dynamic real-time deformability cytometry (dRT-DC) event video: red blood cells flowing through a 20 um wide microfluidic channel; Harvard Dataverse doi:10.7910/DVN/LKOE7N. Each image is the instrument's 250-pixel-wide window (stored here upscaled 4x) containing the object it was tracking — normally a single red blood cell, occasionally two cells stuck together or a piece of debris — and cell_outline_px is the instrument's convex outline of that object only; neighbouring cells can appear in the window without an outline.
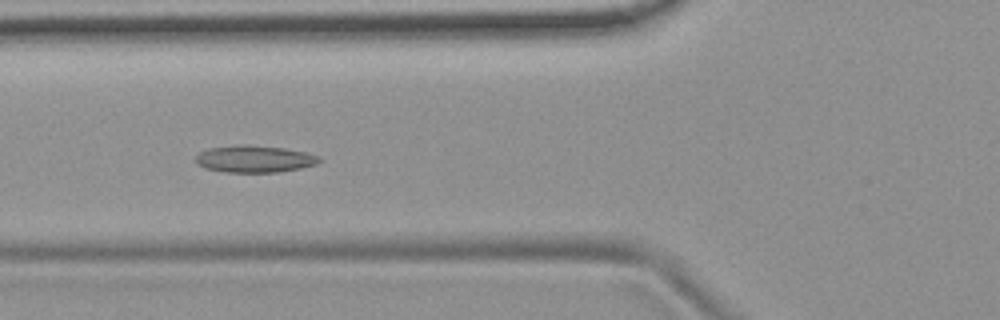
{"species": "common noctule bat (a hibernating species)", "species_latin": "Nyctalus noctula", "temperature_condition": "room temperature", "stored_images_in_passage": 48, "camera_frame_rate_fps": 3000, "um_per_image_px": 0.085, "animal": {"sex": "female", "body_mass_g": 19.9}, "frame": {"image": 1, "passage_image": 14, "time_ms": 4.333, "image_size_px": [1000, 320], "cell_outline_px": [[320, 160], [316, 164], [300, 168], [280, 172], [224, 172], [204, 168], [196, 164], [196, 156], [200, 152], [208, 148], [236, 144], [248, 144], [284, 148], [304, 152], [320, 156]], "centroid_in_image_um": [21.59, 13.5], "position_along_channel_um": 104.2, "area_um2": 19.59}}
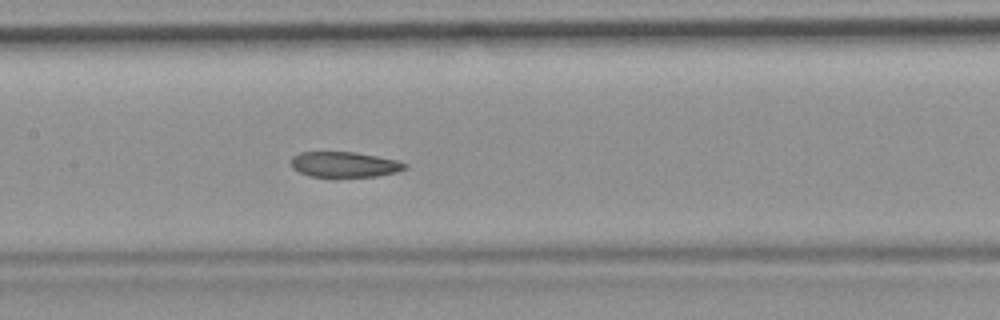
{"frame": {"image": 2, "passage_image": 20, "time_ms": 6.333, "image_size_px": [1000, 320], "cell_outline_px": [[408, 168], [400, 172], [376, 176], [336, 180], [308, 176], [292, 168], [292, 156], [300, 152], [356, 152], [396, 160], [408, 164]], "centroid_in_image_um": [29.29, 14.04], "position_along_channel_um": 178.1, "area_um2": 17.8}}
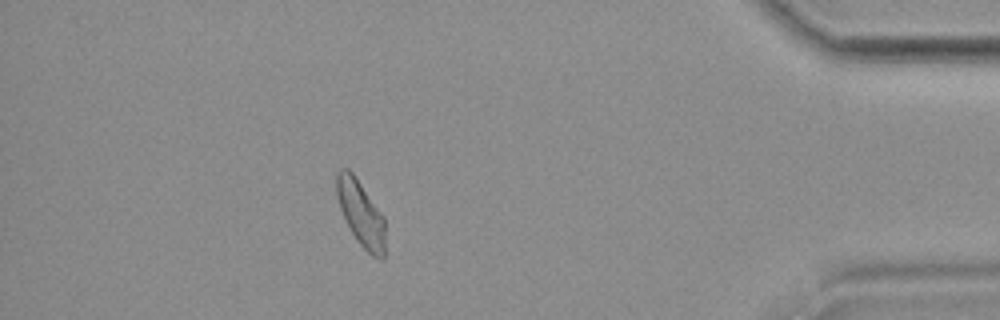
{"frame": {"image": 3, "passage_image": 42, "time_ms": 13.667, "image_size_px": [1000, 320], "cell_outline_px": [[384, 260], [380, 260], [372, 256], [356, 240], [340, 208], [336, 196], [336, 172], [340, 168], [348, 168], [352, 172], [384, 216]], "centroid_in_image_um": [30.66, 18.12], "position_along_channel_um": 404.5, "area_um2": 18.44}, "authors_computed_cell_mechanics": {"area_um2": 18.6116, "velocity_mm_per_s": 3.7021, "shape_relaxation_time_tau1_ms": null, "shape_relaxation_time_tau2_ms": 3.2649, "deformation_change_tau1": null, "deformation_change_tau2": 0.0947}}